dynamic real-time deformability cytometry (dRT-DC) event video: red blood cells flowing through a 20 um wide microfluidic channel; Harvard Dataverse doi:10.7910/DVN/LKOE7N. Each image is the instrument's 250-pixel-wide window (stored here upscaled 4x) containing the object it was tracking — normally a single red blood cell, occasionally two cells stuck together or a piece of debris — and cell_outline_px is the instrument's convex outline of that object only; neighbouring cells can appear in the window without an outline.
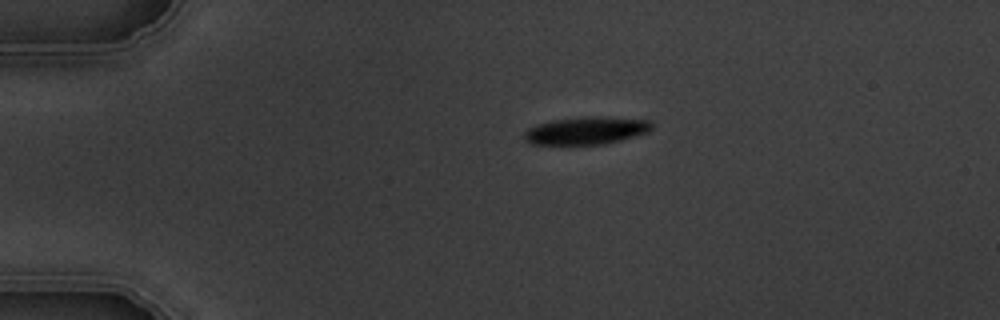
{"species": "common noctule bat (a hibernating species)", "species_latin": "Nyctalus noctula", "temperature_condition": "warm", "stored_images_in_passage": 3, "camera_frame_rate_fps": 3000, "um_per_image_px": 0.085, "animal": {"sex": "male", "body_mass_g": 19.5, "forearm_length_mm": 54.6}, "frame": {"image": 1, "passage_image": 1, "time_ms": 0.0, "image_size_px": [1000, 320], "cell_outline_px": [[652, 128], [648, 132], [620, 140], [604, 144], [532, 144], [524, 140], [524, 132], [528, 128], [536, 124], [552, 120], [580, 116], [600, 116], [652, 120]], "centroid_in_image_um": [49.82, 11.08], "position_along_channel_um": 35.2, "area_um2": 20.69}}
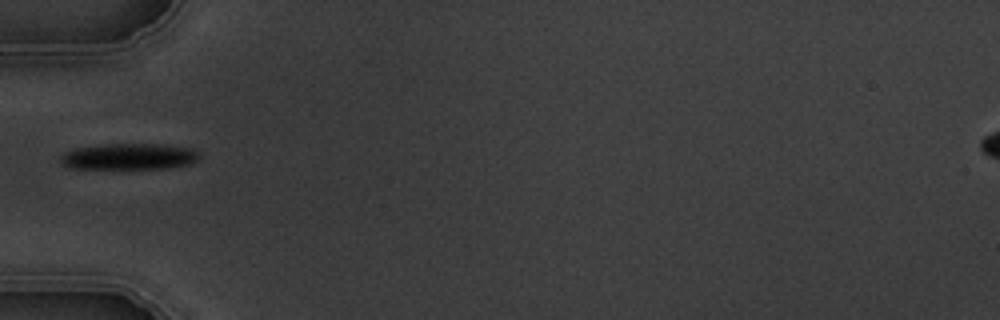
{"frame": {"image": 2, "passage_image": 3, "time_ms": 2.333, "image_size_px": [1000, 320], "cell_outline_px": [[200, 156], [192, 164], [168, 168], [68, 168], [60, 160], [60, 156], [64, 152], [76, 148], [108, 144], [164, 144], [192, 148], [200, 152]], "centroid_in_image_um": [11.02, 13.3], "position_along_channel_um": 74.0, "area_um2": 21.21}}